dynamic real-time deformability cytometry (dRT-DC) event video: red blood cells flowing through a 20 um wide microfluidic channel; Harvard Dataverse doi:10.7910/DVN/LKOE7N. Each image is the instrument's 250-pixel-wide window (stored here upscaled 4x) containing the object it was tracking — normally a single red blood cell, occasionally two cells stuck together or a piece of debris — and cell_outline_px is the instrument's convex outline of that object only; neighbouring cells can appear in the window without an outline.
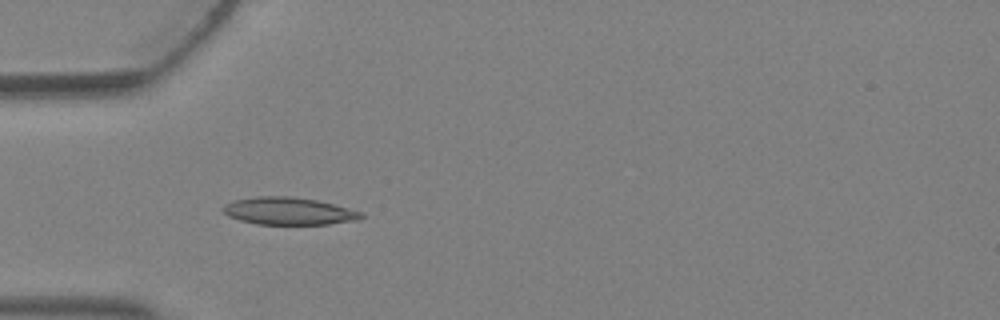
{"species": "Egyptian fruit bat (a non-hibernating species)", "species_latin": "Rousettus aegyptiacus", "temperature_condition": "warm", "stored_images_in_passage": 3, "camera_frame_rate_fps": 3000, "um_per_image_px": 0.085, "animal": {"sex": "female"}, "frame": {"image": 1, "passage_image": 3, "time_ms": 0.667, "image_size_px": [1000, 320], "cell_outline_px": [[364, 216], [360, 220], [328, 224], [256, 224], [240, 220], [228, 216], [220, 208], [224, 204], [232, 200], [256, 196], [288, 196], [316, 200], [348, 208], [360, 212]], "centroid_in_image_um": [24.49, 17.94], "position_along_channel_um": 60.5, "area_um2": 22.08}}